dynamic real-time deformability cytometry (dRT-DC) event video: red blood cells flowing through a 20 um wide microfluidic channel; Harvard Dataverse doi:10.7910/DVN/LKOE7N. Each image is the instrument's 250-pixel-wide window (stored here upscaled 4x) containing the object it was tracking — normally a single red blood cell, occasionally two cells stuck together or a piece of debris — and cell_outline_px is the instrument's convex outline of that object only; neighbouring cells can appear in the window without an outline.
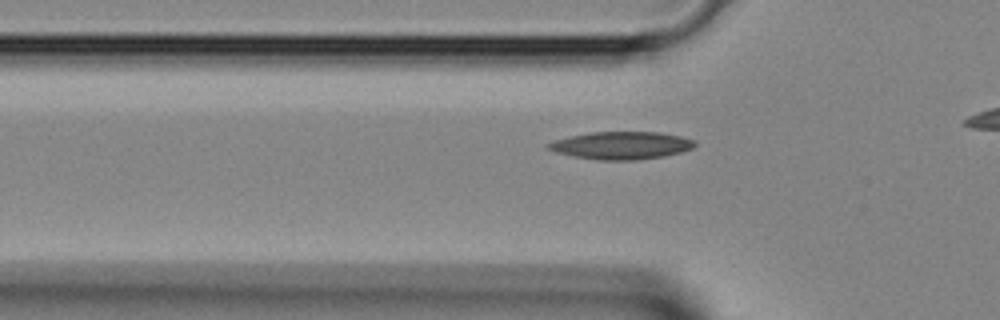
{"species": "Egyptian fruit bat (a non-hibernating species)", "species_latin": "Rousettus aegyptiacus", "temperature_condition": "room temperature", "stored_images_in_passage": 5, "camera_frame_rate_fps": 3000, "um_per_image_px": 0.085, "animal": {"sex": "female"}, "frame": {"image": 1, "passage_image": 5, "time_ms": 1.333, "image_size_px": [1000, 320], "cell_outline_px": [[696, 144], [692, 148], [680, 152], [664, 156], [636, 160], [600, 160], [576, 156], [556, 152], [544, 148], [544, 144], [552, 140], [592, 132], [660, 132], [680, 136], [696, 140]], "centroid_in_image_um": [52.79, 12.35], "position_along_channel_um": 73.0, "area_um2": 23.58}}